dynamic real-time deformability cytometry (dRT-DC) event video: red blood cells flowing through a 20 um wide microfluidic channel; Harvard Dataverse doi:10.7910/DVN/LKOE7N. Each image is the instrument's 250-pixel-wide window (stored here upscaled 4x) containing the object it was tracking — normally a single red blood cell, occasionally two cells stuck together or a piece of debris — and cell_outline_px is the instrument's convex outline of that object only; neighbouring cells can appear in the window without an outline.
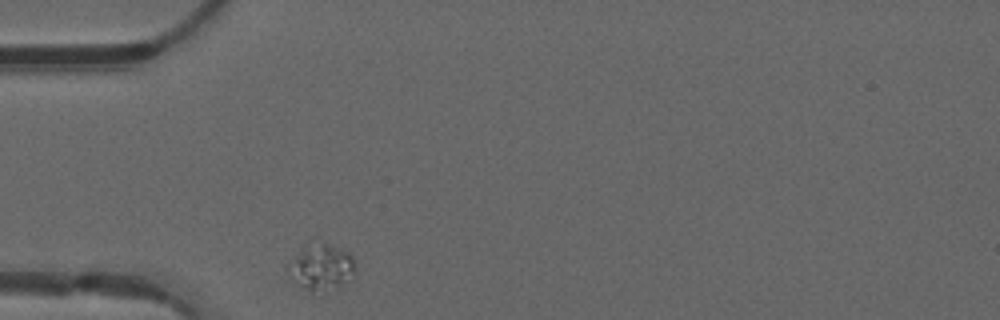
{"species": "common noctule bat (a hibernating species)", "species_latin": "Nyctalus noctula", "temperature_condition": "warm", "stored_images_in_passage": 35, "camera_frame_rate_fps": 3000, "um_per_image_px": 0.085, "animal": {"sex": "male", "forearm_length_mm": 52.5}, "frame": {"image": 1, "passage_image": 1, "time_ms": 0.0, "image_size_px": [1000, 320], "cell_outline_px": [[352, 272], [344, 284], [312, 292], [300, 284], [288, 272], [288, 264], [308, 240], [320, 236], [352, 252]], "centroid_in_image_um": [27.3, 22.51], "position_along_channel_um": 57.7, "area_um2": 18.26}}
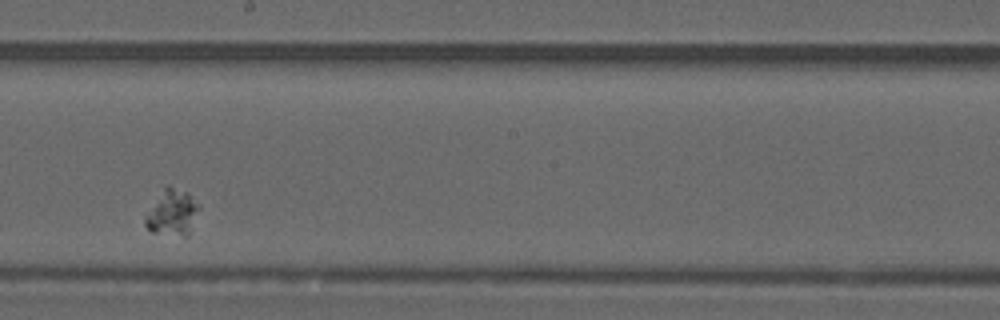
{"frame": {"image": 2, "passage_image": 16, "time_ms": 5.0, "image_size_px": [1000, 320], "cell_outline_px": [[200, 208], [188, 236], [184, 236], [152, 232], [144, 224], [144, 220], [164, 188], [168, 184], [188, 192], [200, 204]], "centroid_in_image_um": [14.7, 18.07], "position_along_channel_um": 233.5, "area_um2": 14.16}}
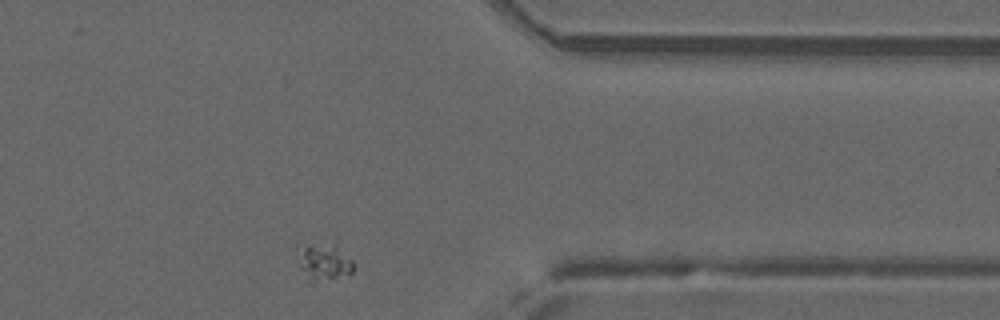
{"frame": {"image": 3, "passage_image": 29, "time_ms": 9.333, "image_size_px": [1000, 320], "cell_outline_px": [[352, 272], [312, 284], [308, 284], [300, 268], [300, 264], [304, 248], [336, 240], [352, 260]], "centroid_in_image_um": [27.61, 22.29], "position_along_channel_um": 383.8, "area_um2": 11.79}}